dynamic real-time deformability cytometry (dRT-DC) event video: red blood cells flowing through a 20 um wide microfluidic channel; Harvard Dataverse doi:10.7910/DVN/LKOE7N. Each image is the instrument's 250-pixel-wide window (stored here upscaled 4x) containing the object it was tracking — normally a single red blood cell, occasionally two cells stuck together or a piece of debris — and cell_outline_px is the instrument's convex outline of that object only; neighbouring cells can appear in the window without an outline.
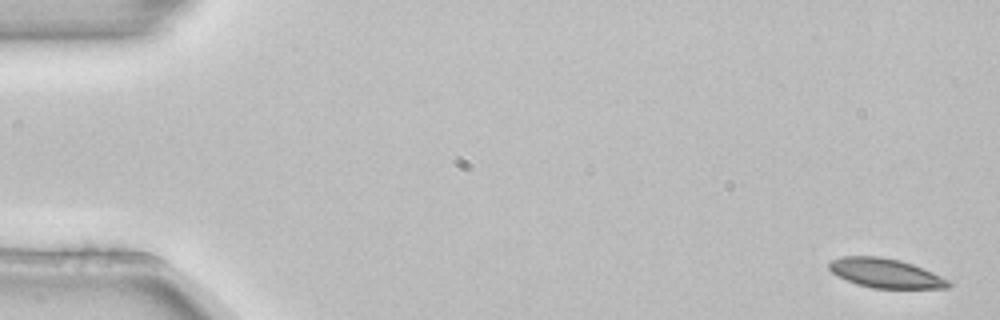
{"species": "common noctule bat (a hibernating species)", "species_latin": "Nyctalus noctula", "temperature_condition": "room temperature", "stored_images_in_passage": 4, "camera_frame_rate_fps": 3000, "um_per_image_px": 0.085, "animal": {"sex": "female", "body_mass_g": 22.7, "forearm_length_mm": 54.2}, "frame": {"image": 1, "passage_image": 1, "time_ms": 0.0, "image_size_px": [1000, 320], "cell_outline_px": [[952, 284], [948, 288], [872, 288], [856, 284], [832, 272], [828, 268], [828, 264], [832, 260], [840, 256], [880, 256], [900, 260], [912, 264], [932, 272], [948, 280]], "centroid_in_image_um": [75.26, 23.21], "position_along_channel_um": 9.7, "area_um2": 20.23}}
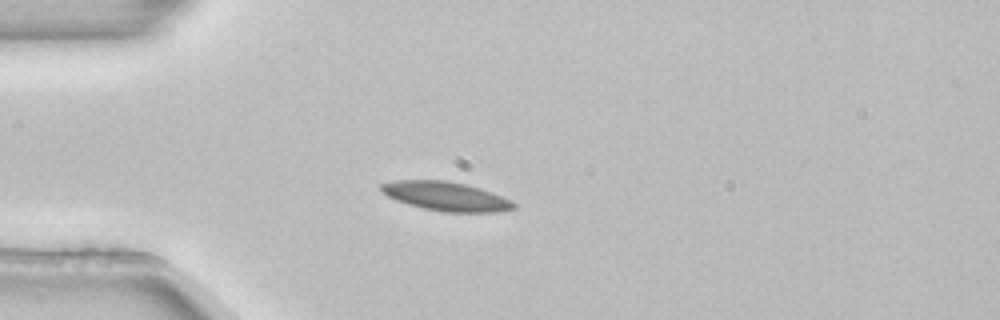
{"frame": {"image": 2, "passage_image": 4, "time_ms": 1.0, "image_size_px": [1000, 320], "cell_outline_px": [[516, 208], [496, 212], [444, 212], [424, 208], [408, 204], [396, 200], [388, 196], [380, 188], [380, 184], [392, 180], [448, 180], [480, 188], [500, 196], [516, 204]], "centroid_in_image_um": [37.88, 16.68], "position_along_channel_um": 47.1, "area_um2": 22.2}}